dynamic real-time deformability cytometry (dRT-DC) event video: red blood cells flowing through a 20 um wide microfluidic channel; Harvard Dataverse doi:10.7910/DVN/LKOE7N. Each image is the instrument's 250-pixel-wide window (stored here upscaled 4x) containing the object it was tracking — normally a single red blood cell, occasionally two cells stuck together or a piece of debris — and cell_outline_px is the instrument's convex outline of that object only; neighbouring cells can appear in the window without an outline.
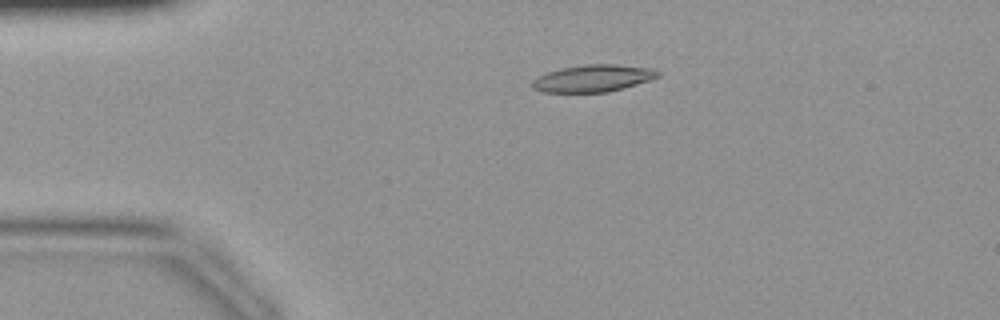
{"species": "common noctule bat (a hibernating species)", "species_latin": "Nyctalus noctula", "temperature_condition": "warm", "stored_images_in_passage": 42, "camera_frame_rate_fps": 3000, "um_per_image_px": 0.085, "animal": {"sex": "female", "body_mass_g": 19.9}, "frame": {"image": 1, "passage_image": 9, "time_ms": 2.667, "image_size_px": [1000, 320], "cell_outline_px": [[660, 76], [652, 80], [624, 88], [608, 92], [540, 92], [532, 88], [532, 80], [536, 76], [560, 68], [584, 64], [616, 64], [652, 68], [660, 72]], "centroid_in_image_um": [50.41, 6.65], "position_along_channel_um": 34.6, "area_um2": 20.11}}
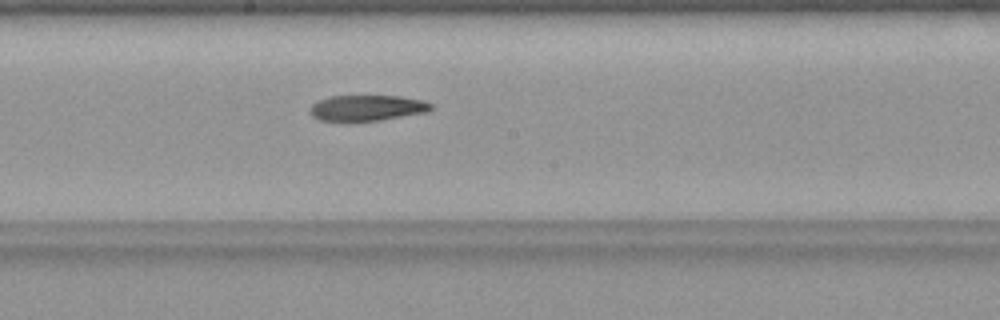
{"frame": {"image": 2, "passage_image": 23, "time_ms": 7.333, "image_size_px": [1000, 320], "cell_outline_px": [[432, 108], [428, 112], [380, 120], [348, 124], [320, 120], [312, 116], [308, 112], [308, 108], [312, 104], [328, 96], [400, 96], [424, 100], [432, 104]], "centroid_in_image_um": [31.13, 9.21], "position_along_channel_um": 217.1, "area_um2": 18.96}}
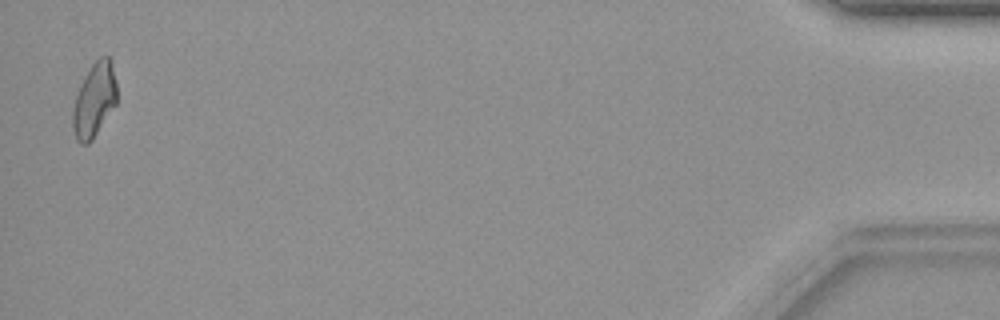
{"frame": {"image": 3, "passage_image": 42, "time_ms": 13.667, "image_size_px": [1000, 320], "cell_outline_px": [[116, 104], [92, 140], [88, 144], [80, 144], [76, 140], [72, 128], [72, 112], [76, 96], [80, 84], [84, 76], [92, 64], [100, 56], [108, 56], [116, 80]], "centroid_in_image_um": [7.99, 8.53], "position_along_channel_um": 427.2, "area_um2": 18.96}}